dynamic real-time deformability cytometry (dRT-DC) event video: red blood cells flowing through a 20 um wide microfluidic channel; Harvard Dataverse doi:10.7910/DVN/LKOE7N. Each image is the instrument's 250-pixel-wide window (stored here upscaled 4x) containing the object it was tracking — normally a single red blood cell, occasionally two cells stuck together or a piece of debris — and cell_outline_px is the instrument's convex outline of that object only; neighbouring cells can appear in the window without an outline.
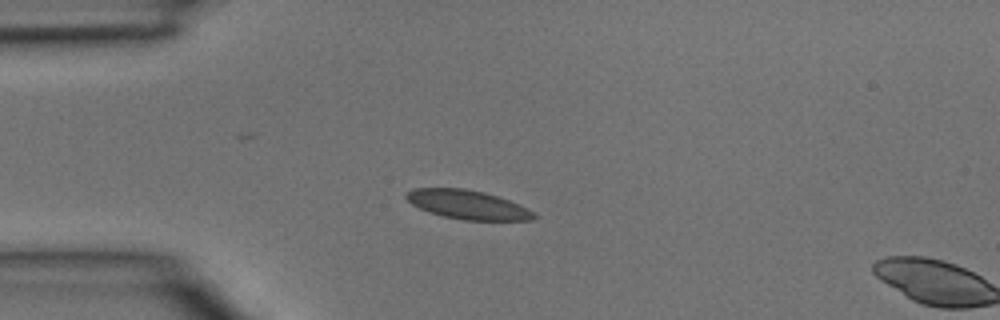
{"species": "common noctule bat (a hibernating species)", "species_latin": "Nyctalus noctula", "temperature_condition": "room temperature", "stored_images_in_passage": 2, "camera_frame_rate_fps": 3000, "um_per_image_px": 0.085, "animal": {"sex": "male", "body_mass_g": 15.6}, "frame": {"image": 1, "passage_image": 1, "time_ms": 0.0, "image_size_px": [1000, 320], "cell_outline_px": [[540, 216], [532, 220], [464, 220], [444, 216], [428, 212], [412, 204], [404, 196], [412, 188], [464, 188], [484, 192], [520, 204], [536, 212]], "centroid_in_image_um": [39.8, 17.4], "position_along_channel_um": 45.2, "area_um2": 21.62}}